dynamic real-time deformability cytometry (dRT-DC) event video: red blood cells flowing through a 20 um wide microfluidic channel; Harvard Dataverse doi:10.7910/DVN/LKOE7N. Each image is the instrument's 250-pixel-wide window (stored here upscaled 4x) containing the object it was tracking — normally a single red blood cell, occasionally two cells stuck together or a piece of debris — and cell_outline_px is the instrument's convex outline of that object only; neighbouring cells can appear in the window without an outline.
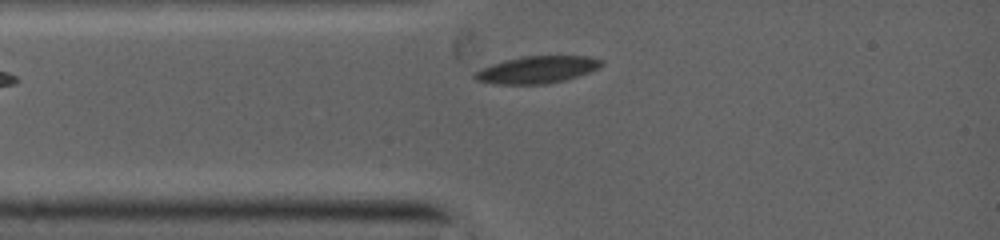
{"species": "common noctule bat (a hibernating species)", "species_latin": "Nyctalus noctula", "temperature_condition": "warm", "stored_images_in_passage": 59, "camera_frame_rate_fps": 5000, "um_per_image_px": 0.085, "animal": {"sex": "female", "body_mass_g": 19.0, "forearm_length_mm": 53.3}, "frame": {"image": 1, "passage_image": 3, "time_ms": 0.6, "image_size_px": [1000, 240], "cell_outline_px": [[604, 64], [588, 72], [564, 80], [544, 84], [500, 84], [476, 80], [472, 76], [476, 72], [492, 64], [524, 56], [584, 56], [600, 60]], "centroid_in_image_um": [45.63, 5.93], "position_along_channel_um": 39.4, "area_um2": 19.42}}
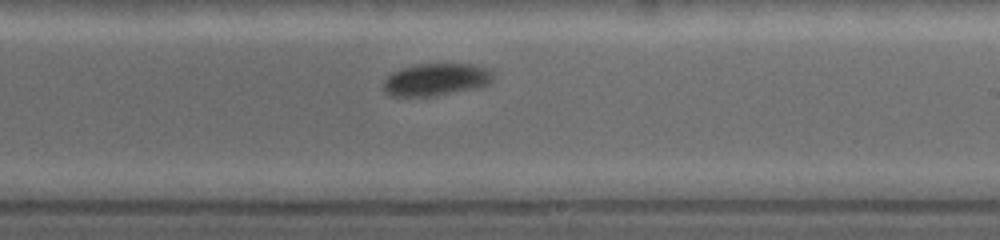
{"frame": {"image": 2, "passage_image": 32, "time_ms": 5.6, "image_size_px": [1000, 240], "cell_outline_px": [[492, 80], [488, 84], [472, 88], [428, 96], [392, 96], [384, 88], [384, 80], [392, 72], [404, 68], [424, 64], [472, 64], [484, 68], [492, 76]], "centroid_in_image_um": [37.02, 6.75], "position_along_channel_um": 252.0, "area_um2": 19.77}}
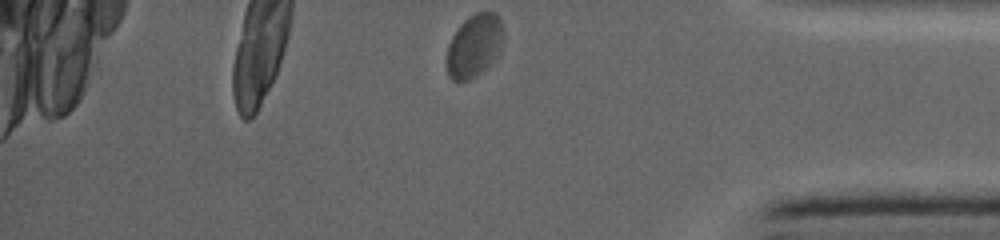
{"frame": {"image": 3, "passage_image": 58, "time_ms": 9.4, "image_size_px": [1000, 240], "cell_outline_px": [[500, 40], [484, 68], [468, 80], [452, 80], [448, 76], [448, 44], [452, 36], [460, 24], [468, 16], [476, 12], [496, 12], [500, 20]], "centroid_in_image_um": [40.21, 3.83], "position_along_channel_um": 395.0, "area_um2": 19.25}}